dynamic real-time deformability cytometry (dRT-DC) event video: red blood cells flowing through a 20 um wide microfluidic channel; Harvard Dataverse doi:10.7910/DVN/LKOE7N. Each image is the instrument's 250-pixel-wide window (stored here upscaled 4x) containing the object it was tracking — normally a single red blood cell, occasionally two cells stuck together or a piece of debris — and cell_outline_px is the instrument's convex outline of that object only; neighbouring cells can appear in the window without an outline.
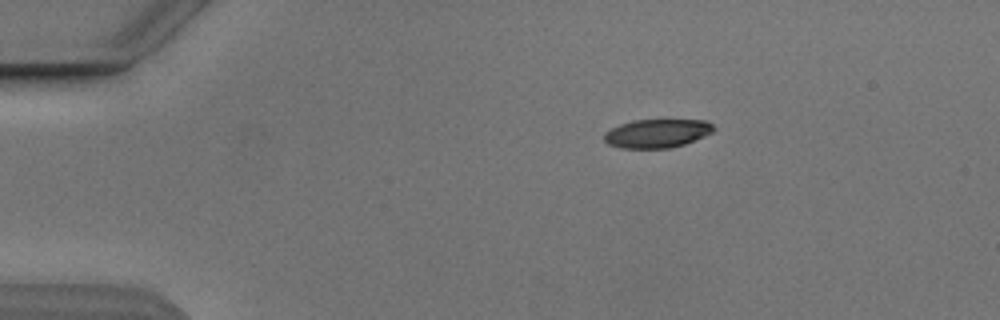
{"species": "Egyptian fruit bat (a non-hibernating species)", "species_latin": "Rousettus aegyptiacus", "temperature_condition": "cold", "stored_images_in_passage": 2, "camera_frame_rate_fps": 3000, "um_per_image_px": 0.085, "animal": {"sex": "male"}, "frame": {"image": 1, "passage_image": 2, "time_ms": 1.0, "image_size_px": [1000, 320], "cell_outline_px": [[716, 128], [712, 132], [704, 136], [684, 144], [668, 148], [620, 148], [608, 144], [604, 140], [604, 132], [620, 124], [632, 120], [708, 120]], "centroid_in_image_um": [55.84, 11.33], "position_along_channel_um": 29.2, "area_um2": 18.26}}